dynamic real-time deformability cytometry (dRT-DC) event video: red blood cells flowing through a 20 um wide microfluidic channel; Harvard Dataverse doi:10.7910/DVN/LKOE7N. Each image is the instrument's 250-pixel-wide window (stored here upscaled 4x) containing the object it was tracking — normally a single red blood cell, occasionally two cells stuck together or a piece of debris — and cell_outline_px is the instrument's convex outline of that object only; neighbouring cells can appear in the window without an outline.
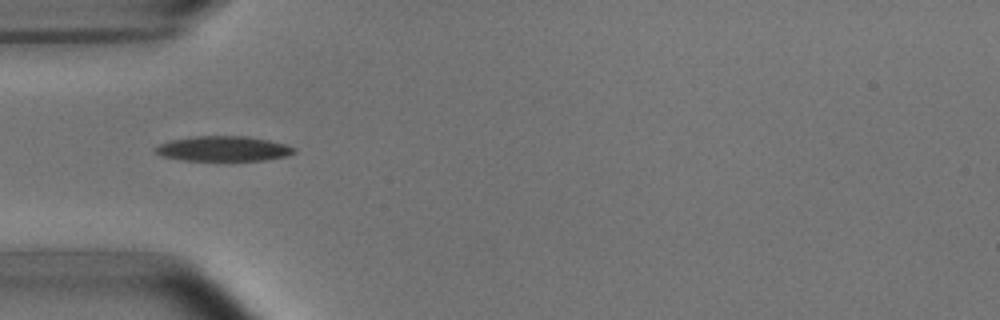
{"species": "common noctule bat (a hibernating species)", "species_latin": "Nyctalus noctula", "temperature_condition": "room temperature", "stored_images_in_passage": 4, "camera_frame_rate_fps": 3000, "um_per_image_px": 0.085, "animal": {"sex": "male", "body_mass_g": 15.6}, "frame": {"image": 1, "passage_image": 1, "time_ms": 0.0, "image_size_px": [1000, 320], "cell_outline_px": [[296, 152], [284, 156], [264, 160], [184, 160], [160, 156], [156, 152], [156, 148], [160, 144], [172, 140], [196, 136], [248, 136], [268, 140], [284, 144], [296, 148]], "centroid_in_image_um": [18.99, 12.63], "position_along_channel_um": 66.0, "area_um2": 19.94}}
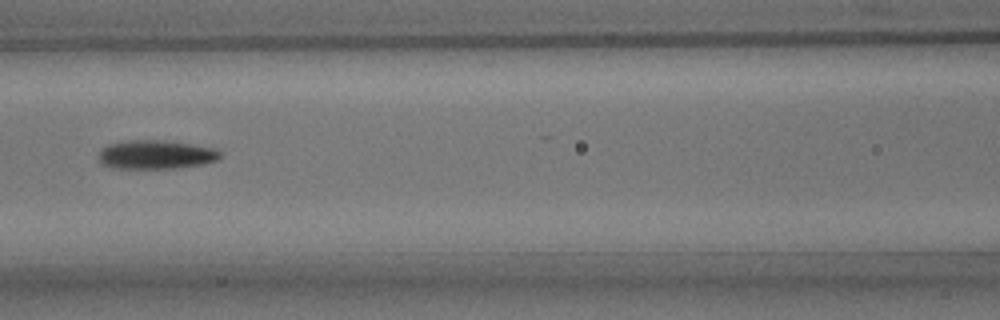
{"frame": {"image": 2, "passage_image": 3, "time_ms": 2.333, "image_size_px": [1000, 320], "cell_outline_px": [[220, 156], [216, 160], [200, 164], [172, 168], [112, 168], [100, 164], [100, 148], [108, 144], [128, 140], [164, 140], [192, 144], [216, 148], [220, 152]], "centroid_in_image_um": [13.21, 13.13], "position_along_channel_um": 153.4, "area_um2": 20.35}}